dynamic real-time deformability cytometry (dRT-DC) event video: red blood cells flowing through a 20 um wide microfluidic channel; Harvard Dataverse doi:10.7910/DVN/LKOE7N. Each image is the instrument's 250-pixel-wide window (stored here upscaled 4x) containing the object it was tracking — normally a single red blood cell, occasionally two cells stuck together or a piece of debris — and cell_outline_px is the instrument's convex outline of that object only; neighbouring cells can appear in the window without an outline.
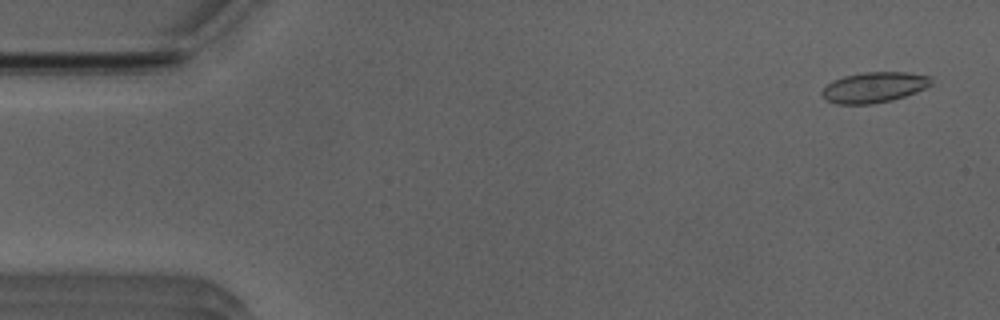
{"species": "Egyptian fruit bat (a non-hibernating species)", "species_latin": "Rousettus aegyptiacus", "temperature_condition": "room temperature", "stored_images_in_passage": 52, "camera_frame_rate_fps": 3000, "um_per_image_px": 0.085, "animal": {"sex": "male"}, "frame": {"image": 1, "passage_image": 3, "time_ms": 0.667, "image_size_px": [1000, 320], "cell_outline_px": [[932, 84], [916, 92], [892, 100], [872, 104], [836, 104], [824, 100], [820, 92], [832, 80], [844, 76], [864, 72], [908, 72], [932, 76]], "centroid_in_image_um": [74.28, 7.42], "position_along_channel_um": 10.7, "area_um2": 19.59}}
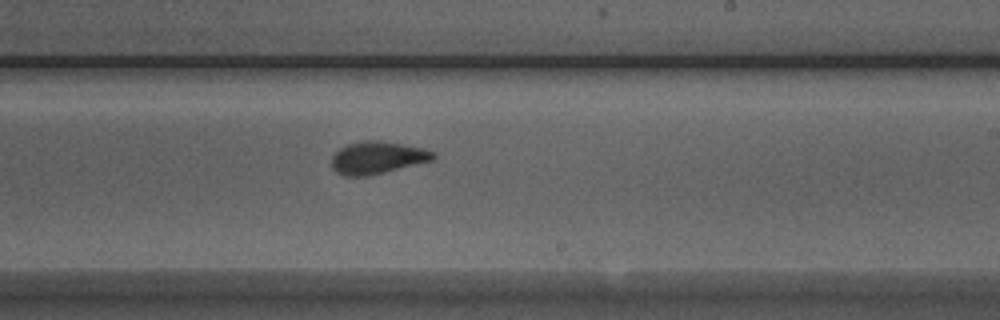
{"frame": {"image": 2, "passage_image": 31, "time_ms": 10.0, "image_size_px": [1000, 320], "cell_outline_px": [[436, 156], [432, 160], [368, 176], [344, 176], [336, 172], [332, 168], [332, 156], [340, 148], [348, 144], [364, 140], [380, 140], [424, 148], [436, 152]], "centroid_in_image_um": [32.07, 13.39], "position_along_channel_um": 256.9, "area_um2": 19.13}}
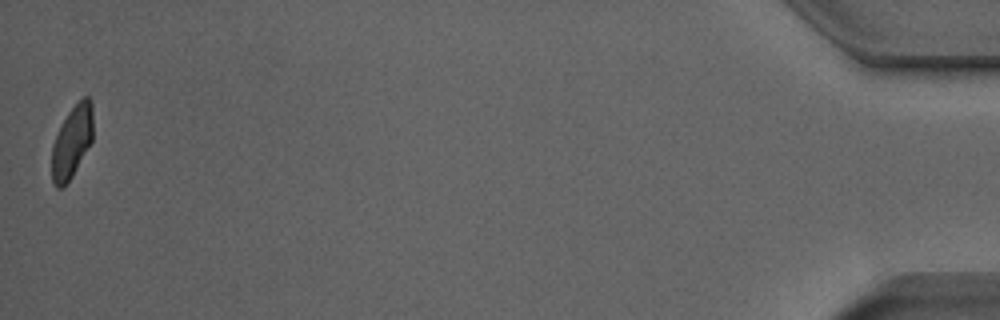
{"frame": {"image": 3, "passage_image": 52, "time_ms": 17.0, "image_size_px": [1000, 320], "cell_outline_px": [[92, 140], [72, 176], [64, 188], [56, 188], [52, 184], [52, 144], [68, 112], [84, 96], [88, 96], [92, 100]], "centroid_in_image_um": [6.11, 12.08], "position_along_channel_um": 429.1, "area_um2": 17.17}, "authors_computed_cell_mechanics": {"area_um2": 19.0162, "velocity_mm_per_s": 3.9268, "shape_relaxation_time_tau1_ms": 5.5777, "shape_relaxation_time_tau2_ms": 0.7876, "deformation_change_tau1": 0.1341, "deformation_change_tau2": 0.0584}}